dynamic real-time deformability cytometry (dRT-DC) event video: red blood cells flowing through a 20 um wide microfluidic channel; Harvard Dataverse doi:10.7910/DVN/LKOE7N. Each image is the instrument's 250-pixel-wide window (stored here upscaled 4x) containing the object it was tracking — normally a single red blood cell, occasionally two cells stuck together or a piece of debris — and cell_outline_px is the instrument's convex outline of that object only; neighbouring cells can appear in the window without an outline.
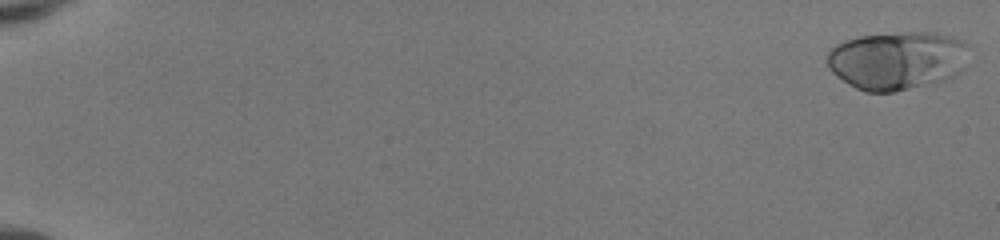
{"species": "human", "species_latin": "Homo sapiens", "temperature_condition": "room temperature", "stored_images_in_passage": 52, "camera_frame_rate_fps": 3000, "um_per_image_px": 0.085, "donor": {"sex": "female"}, "frame": {"image": 1, "passage_image": 1, "time_ms": 0.0, "image_size_px": [1000, 240], "cell_outline_px": [[968, 68], [956, 76], [936, 84], [896, 92], [864, 92], [848, 84], [836, 76], [828, 68], [824, 56], [828, 48], [844, 40], [856, 36], [908, 32], [936, 32], [952, 36], [968, 44]], "centroid_in_image_um": [76.28, 5.15], "position_along_channel_um": 8.7, "area_um2": 49.88}}
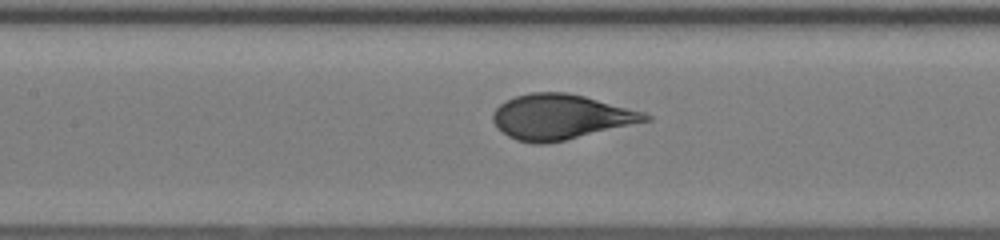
{"frame": {"image": 2, "passage_image": 27, "time_ms": 8.667, "image_size_px": [1000, 240], "cell_outline_px": [[652, 120], [564, 140], [544, 144], [532, 144], [516, 140], [508, 136], [492, 120], [492, 112], [500, 104], [516, 96], [532, 92], [564, 92], [584, 96], [644, 112], [652, 116]], "centroid_in_image_um": [47.66, 9.94], "position_along_channel_um": 159.7, "area_um2": 39.65}}
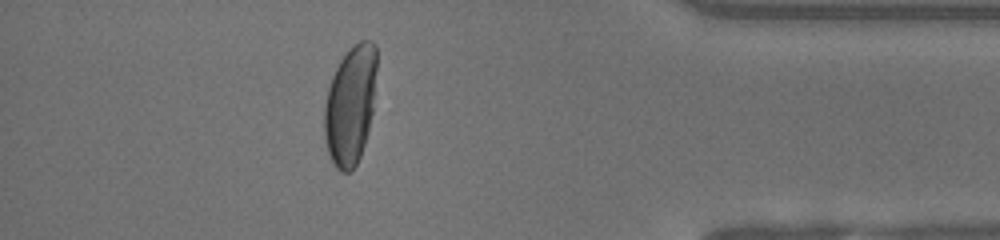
{"frame": {"image": 3, "passage_image": 47, "time_ms": 15.333, "image_size_px": [1000, 240], "cell_outline_px": [[376, 68], [372, 112], [368, 132], [360, 156], [356, 164], [348, 172], [340, 172], [336, 168], [328, 152], [324, 140], [324, 104], [328, 88], [332, 76], [340, 60], [348, 48], [352, 44], [360, 40], [372, 40], [376, 44]], "centroid_in_image_um": [29.77, 8.89], "position_along_channel_um": 405.4, "area_um2": 36.47}, "authors_computed_cell_mechanics": {"area_um2": 41.1825, "velocity_mm_per_s": 4.0877, "shape_relaxation_time_tau1_ms": 4.4661, "shape_relaxation_time_tau2_ms": null, "deformation_change_tau1": 0.211, "deformation_change_tau2": null}}